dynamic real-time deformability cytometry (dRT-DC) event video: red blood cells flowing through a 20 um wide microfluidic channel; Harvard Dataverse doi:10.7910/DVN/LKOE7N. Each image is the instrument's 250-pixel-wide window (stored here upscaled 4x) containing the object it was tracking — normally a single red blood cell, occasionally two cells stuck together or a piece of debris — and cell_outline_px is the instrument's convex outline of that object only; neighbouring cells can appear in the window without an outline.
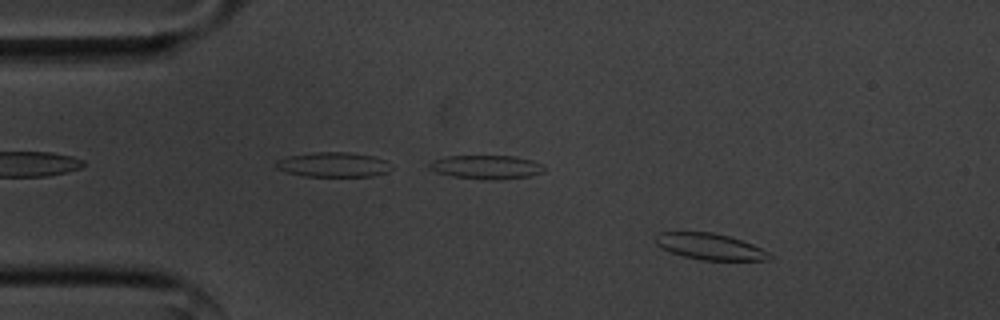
{"species": "common noctule bat (a hibernating species)", "species_latin": "Nyctalus noctula", "temperature_condition": "cold", "stored_images_in_passage": 52, "camera_frame_rate_fps": 3000, "um_per_image_px": 0.085, "animal": {"sex": "male", "body_mass_g": 20.1, "forearm_length_mm": 53.5}, "frame": {"image": 1, "passage_image": 4, "time_ms": 1.0, "image_size_px": [1000, 320], "cell_outline_px": [[768, 260], [700, 260], [684, 256], [672, 252], [656, 244], [656, 232], [712, 232], [728, 236], [752, 244], [768, 252]], "centroid_in_image_um": [60.31, 20.95], "position_along_channel_um": 24.7, "area_um2": 17.05}}
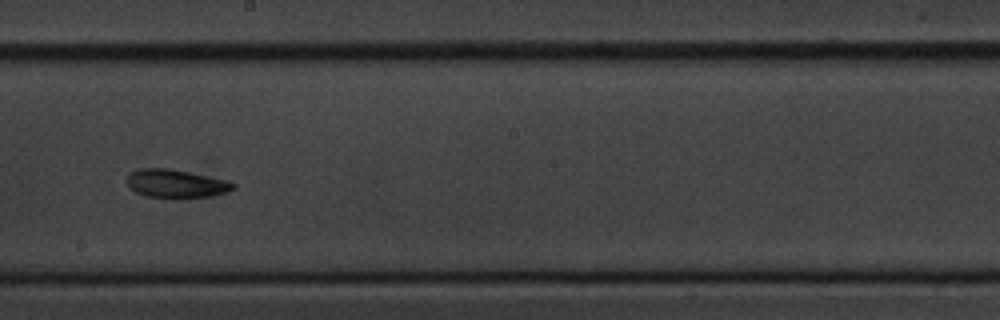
{"frame": {"image": 2, "passage_image": 27, "time_ms": 8.667, "image_size_px": [1000, 320], "cell_outline_px": [[236, 188], [228, 192], [212, 196], [184, 200], [176, 200], [148, 196], [136, 192], [128, 184], [128, 172], [140, 168], [168, 168], [228, 180], [236, 184]], "centroid_in_image_um": [15.01, 15.64], "position_along_channel_um": 233.2, "area_um2": 18.09}}
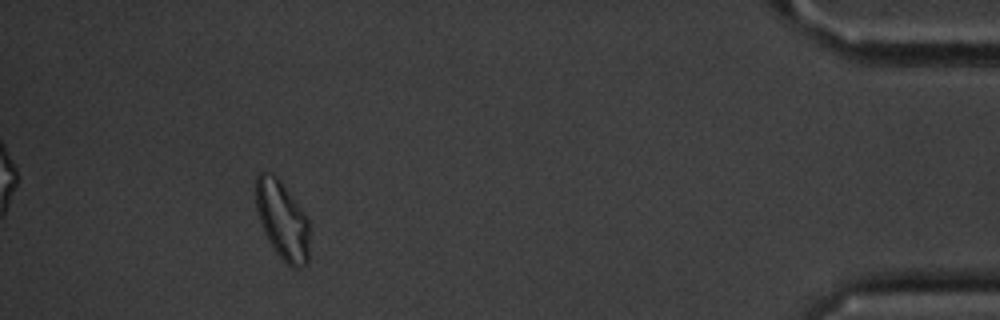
{"frame": {"image": 3, "passage_image": 47, "time_ms": 15.333, "image_size_px": [1000, 320], "cell_outline_px": [[308, 260], [300, 268], [292, 268], [276, 252], [268, 240], [264, 232], [256, 208], [256, 176], [260, 172], [272, 172], [276, 176], [300, 208], [308, 220]], "centroid_in_image_um": [23.97, 18.71], "position_along_channel_um": 411.2, "area_um2": 23.93}, "authors_computed_cell_mechanics": {"area_um2": 18.0625, "velocity_mm_per_s": 3.572, "shape_relaxation_time_tau1_ms": 3.4593, "shape_relaxation_time_tau2_ms": 4.338, "deformation_change_tau1": 0.1059, "deformation_change_tau2": 0.1016}}